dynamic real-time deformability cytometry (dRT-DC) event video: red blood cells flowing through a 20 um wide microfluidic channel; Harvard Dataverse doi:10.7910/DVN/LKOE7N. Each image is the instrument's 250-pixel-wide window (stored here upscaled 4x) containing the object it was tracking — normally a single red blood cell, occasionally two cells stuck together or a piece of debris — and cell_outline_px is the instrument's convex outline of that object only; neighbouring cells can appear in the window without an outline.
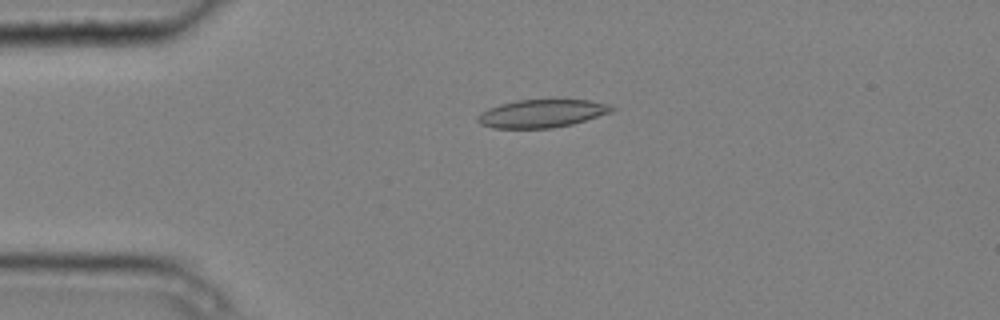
{"species": "common noctule bat (a hibernating species)", "species_latin": "Nyctalus noctula", "temperature_condition": "cold", "stored_images_in_passage": 4, "camera_frame_rate_fps": 3000, "um_per_image_px": 0.085, "animal": {"sex": "male", "body_mass_g": 20.4}, "frame": {"image": 1, "passage_image": 3, "time_ms": 0.667, "image_size_px": [1000, 320], "cell_outline_px": [[616, 108], [612, 112], [572, 124], [552, 128], [492, 128], [480, 124], [476, 120], [476, 116], [480, 112], [488, 108], [500, 104], [516, 100], [588, 100], [608, 104]], "centroid_in_image_um": [46.02, 9.65], "position_along_channel_um": 39.0, "area_um2": 21.91}}